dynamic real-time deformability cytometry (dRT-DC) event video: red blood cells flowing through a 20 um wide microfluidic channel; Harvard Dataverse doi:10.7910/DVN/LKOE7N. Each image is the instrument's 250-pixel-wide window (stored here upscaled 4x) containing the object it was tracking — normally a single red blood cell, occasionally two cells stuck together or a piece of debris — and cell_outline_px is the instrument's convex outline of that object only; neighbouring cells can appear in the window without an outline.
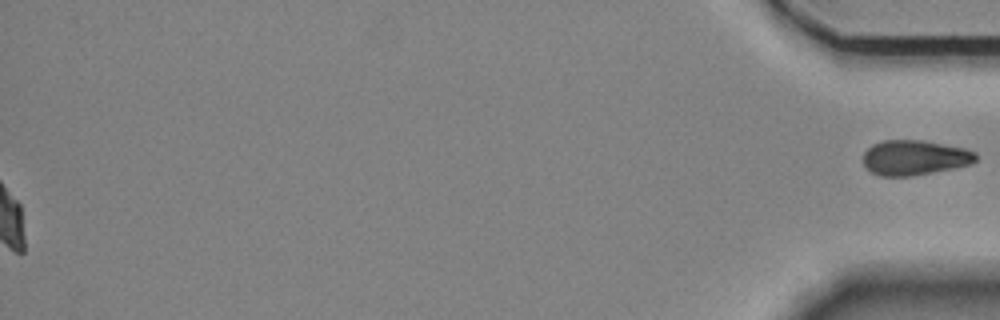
{"species": "Egyptian fruit bat (a non-hibernating species)", "species_latin": "Rousettus aegyptiacus", "temperature_condition": "room temperature", "stored_images_in_passage": 52, "segment_of_instrument_passage": [2, 2], "camera_frame_rate_fps": 3000, "um_per_image_px": 0.085, "animal": {"sex": "female"}, "frame": {"image": 1, "passage_image": 52, "time_ms": 17.0, "image_size_px": [1000, 320], "cell_outline_px": [[976, 160], [972, 164], [912, 176], [880, 176], [872, 172], [864, 164], [864, 152], [872, 144], [884, 140], [920, 140], [964, 148], [976, 152]], "centroid_in_image_um": [77.74, 13.4], "position_along_channel_um": 357.5, "area_um2": 22.77}}